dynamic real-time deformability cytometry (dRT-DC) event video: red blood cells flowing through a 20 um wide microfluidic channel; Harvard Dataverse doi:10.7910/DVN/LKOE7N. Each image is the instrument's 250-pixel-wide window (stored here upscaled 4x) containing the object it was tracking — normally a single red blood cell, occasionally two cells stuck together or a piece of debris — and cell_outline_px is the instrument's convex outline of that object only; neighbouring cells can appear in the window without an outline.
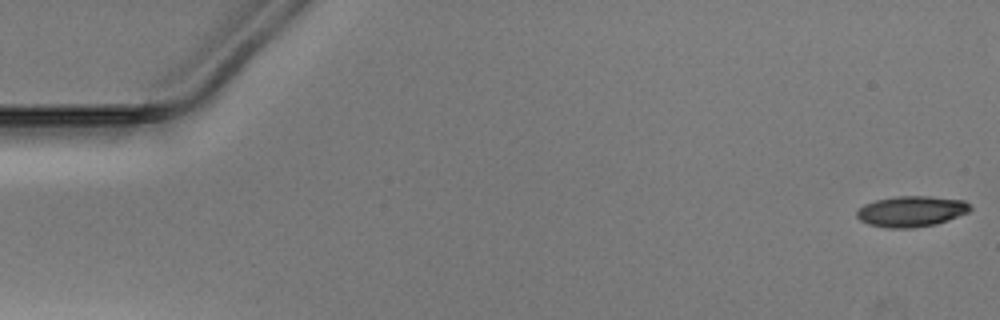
{"species": "Egyptian fruit bat (a non-hibernating species)", "species_latin": "Rousettus aegyptiacus", "temperature_condition": "warm", "stored_images_in_passage": 51, "camera_frame_rate_fps": 3000, "um_per_image_px": 0.085, "animal": {"sex": "male"}, "frame": {"image": 1, "passage_image": 1, "time_ms": 0.0, "image_size_px": [1000, 320], "cell_outline_px": [[972, 208], [968, 212], [948, 220], [936, 224], [912, 228], [888, 228], [868, 224], [860, 220], [856, 216], [856, 212], [864, 204], [876, 200], [896, 196], [932, 196], [964, 200]], "centroid_in_image_um": [77.46, 17.96], "position_along_channel_um": 7.5, "area_um2": 20.35}}
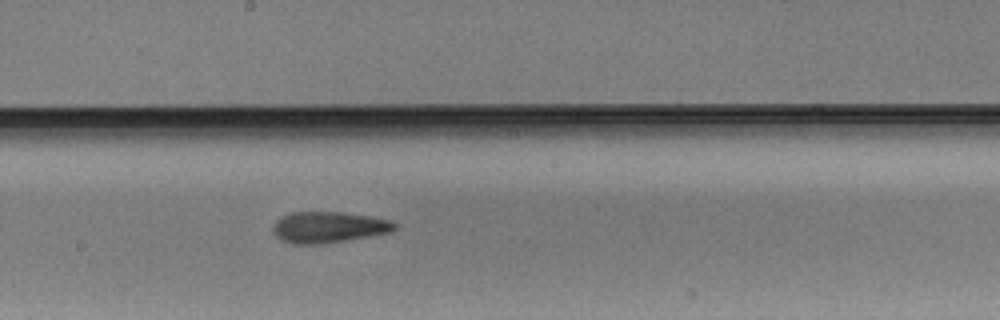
{"frame": {"image": 2, "passage_image": 28, "time_ms": 9.0, "image_size_px": [1000, 320], "cell_outline_px": [[396, 228], [392, 232], [348, 240], [324, 244], [292, 244], [280, 240], [272, 232], [272, 228], [276, 220], [292, 212], [340, 212], [372, 216], [392, 220], [396, 224]], "centroid_in_image_um": [27.94, 19.32], "position_along_channel_um": 220.3, "area_um2": 22.31}}
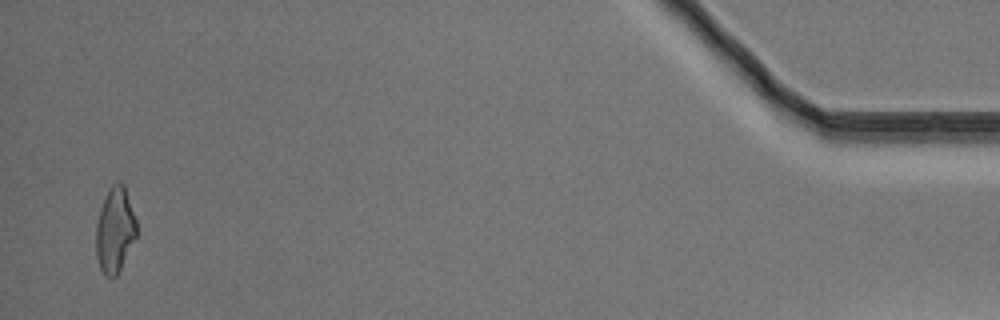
{"frame": {"image": 3, "passage_image": 50, "time_ms": 16.333, "image_size_px": [1000, 320], "cell_outline_px": [[136, 236], [116, 276], [112, 280], [104, 276], [100, 268], [96, 256], [96, 224], [108, 188], [112, 184], [120, 180], [124, 184], [136, 220]], "centroid_in_image_um": [9.76, 19.56], "position_along_channel_um": 425.4, "area_um2": 20.0}}